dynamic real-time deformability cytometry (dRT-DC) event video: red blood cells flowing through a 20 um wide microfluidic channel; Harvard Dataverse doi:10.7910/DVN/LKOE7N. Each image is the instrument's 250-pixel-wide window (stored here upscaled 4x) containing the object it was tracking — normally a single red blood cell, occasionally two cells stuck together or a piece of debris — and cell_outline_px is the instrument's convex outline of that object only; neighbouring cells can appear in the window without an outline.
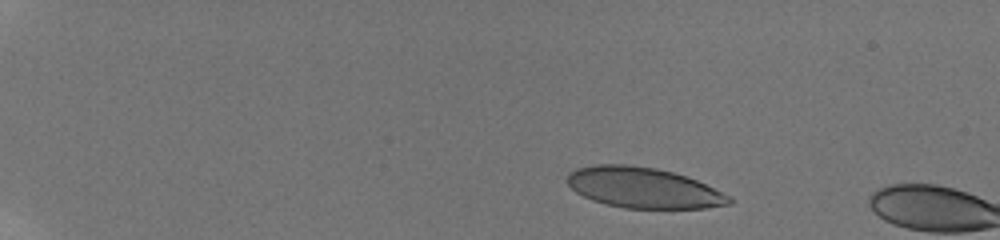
{"species": "human", "species_latin": "Homo sapiens", "temperature_condition": "room temperature", "stored_images_in_passage": 4, "camera_frame_rate_fps": 3000, "um_per_image_px": 0.085, "donor": {"sex": "male"}, "frame": {"image": 1, "passage_image": 3, "time_ms": 1.667, "image_size_px": [1000, 240], "cell_outline_px": [[736, 200], [732, 204], [704, 208], [624, 208], [592, 200], [576, 192], [568, 184], [568, 172], [576, 168], [596, 164], [624, 164], [656, 168], [688, 176]], "centroid_in_image_um": [54.68, 15.95], "position_along_channel_um": 30.3, "area_um2": 38.09}}